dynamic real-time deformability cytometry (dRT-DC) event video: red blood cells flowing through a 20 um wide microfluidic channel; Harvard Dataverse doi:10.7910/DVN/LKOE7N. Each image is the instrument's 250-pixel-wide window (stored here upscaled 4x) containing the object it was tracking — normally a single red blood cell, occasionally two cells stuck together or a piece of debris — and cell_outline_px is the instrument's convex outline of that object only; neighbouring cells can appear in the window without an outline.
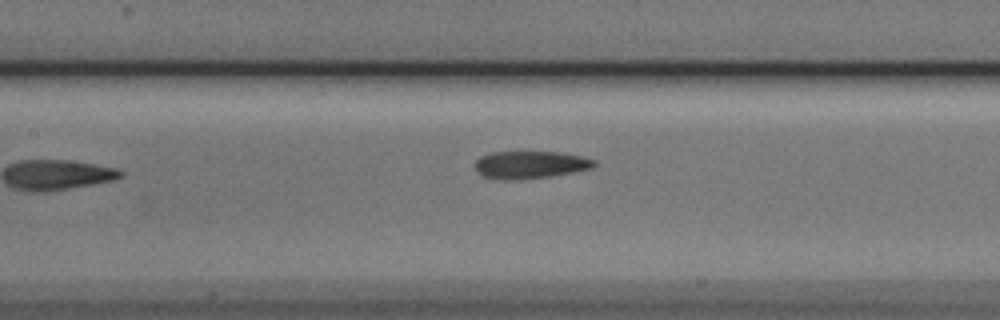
{"species": "Egyptian fruit bat (a non-hibernating species)", "species_latin": "Rousettus aegyptiacus", "temperature_condition": "cold", "stored_images_in_passage": 7, "camera_frame_rate_fps": 3000, "um_per_image_px": 0.085, "animal": {"sex": "male"}, "frame": {"image": 1, "passage_image": 7, "time_ms": 2.0, "image_size_px": [1000, 320], "cell_outline_px": [[596, 164], [592, 168], [572, 172], [548, 176], [504, 180], [484, 176], [472, 164], [480, 156], [492, 152], [520, 148], [556, 152], [580, 156], [596, 160]], "centroid_in_image_um": [45.02, 13.93], "position_along_channel_um": 162.4, "area_um2": 19.65}}